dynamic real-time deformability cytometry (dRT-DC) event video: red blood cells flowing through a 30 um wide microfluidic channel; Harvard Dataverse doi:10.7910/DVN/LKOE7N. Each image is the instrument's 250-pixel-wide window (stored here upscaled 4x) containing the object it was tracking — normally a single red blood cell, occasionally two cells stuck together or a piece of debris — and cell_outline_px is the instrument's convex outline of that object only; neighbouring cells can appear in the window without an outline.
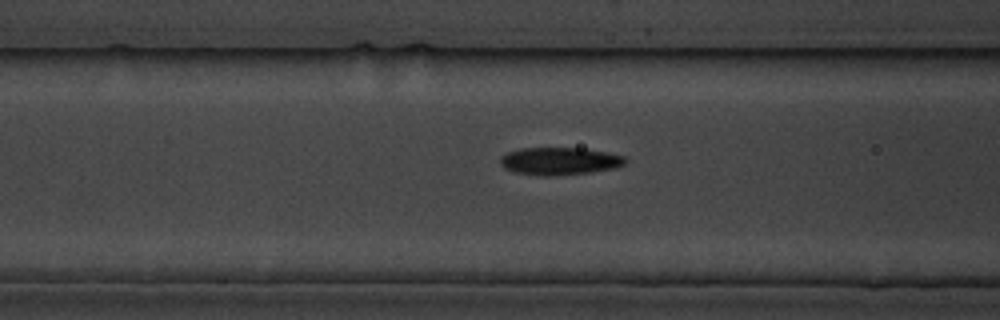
{"species": "common noctule bat (a hibernating species)", "species_latin": "Nyctalus noctula", "temperature_condition": "cold", "stored_images_in_passage": 6, "camera_frame_rate_fps": 3000, "um_per_image_px": 0.085, "animal": {"sex": "male", "body_mass_g": 19.5, "forearm_length_mm": 54.6}, "frame": {"image": 1, "passage_image": 6, "time_ms": 7.333, "image_size_px": [1000, 320], "cell_outline_px": [[628, 160], [624, 164], [616, 168], [592, 172], [552, 176], [544, 176], [512, 172], [504, 168], [500, 164], [500, 156], [508, 152], [520, 148], [584, 148], [608, 152], [624, 156]], "centroid_in_image_um": [47.57, 13.69], "position_along_channel_um": 119.0, "area_um2": 20.35}}